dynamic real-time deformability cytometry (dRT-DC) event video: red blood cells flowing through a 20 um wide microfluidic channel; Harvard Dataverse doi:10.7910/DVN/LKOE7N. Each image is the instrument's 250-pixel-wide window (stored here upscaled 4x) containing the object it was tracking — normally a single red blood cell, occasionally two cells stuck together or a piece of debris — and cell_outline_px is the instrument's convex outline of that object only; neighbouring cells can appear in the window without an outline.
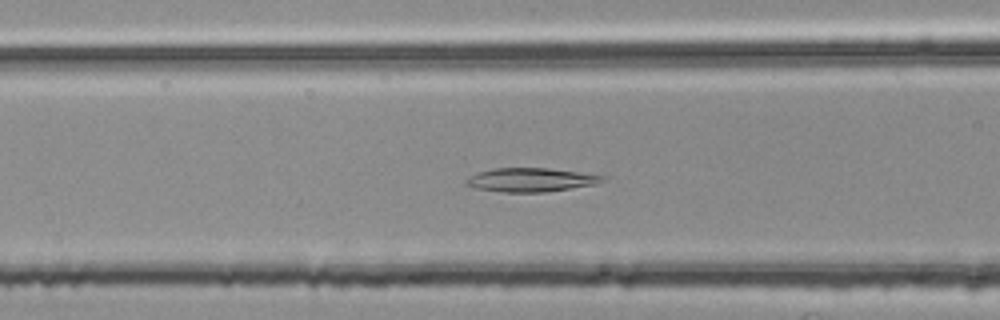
{"species": "common noctule bat (a hibernating species)", "species_latin": "Nyctalus noctula", "temperature_condition": "room temperature", "stored_images_in_passage": 41, "camera_frame_rate_fps": 3000, "um_per_image_px": 0.085, "animal": {"sex": "female", "body_mass_g": 25.1}, "frame": {"image": 1, "passage_image": 16, "time_ms": 5.0, "image_size_px": [1000, 320], "cell_outline_px": [[604, 180], [596, 184], [544, 192], [504, 192], [476, 188], [464, 184], [464, 180], [468, 176], [476, 172], [492, 168], [548, 168], [604, 176]], "centroid_in_image_um": [45.02, 15.28], "position_along_channel_um": 121.6, "area_um2": 18.79}}
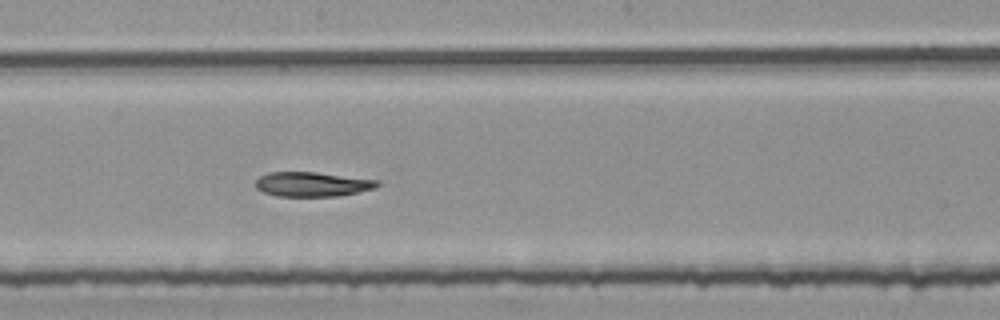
{"frame": {"image": 2, "passage_image": 24, "time_ms": 7.667, "image_size_px": [1000, 320], "cell_outline_px": [[380, 184], [376, 188], [336, 196], [276, 196], [264, 192], [256, 188], [256, 180], [260, 176], [268, 172], [316, 172], [380, 180]], "centroid_in_image_um": [26.55, 15.65], "position_along_channel_um": 221.7, "area_um2": 17.4}}
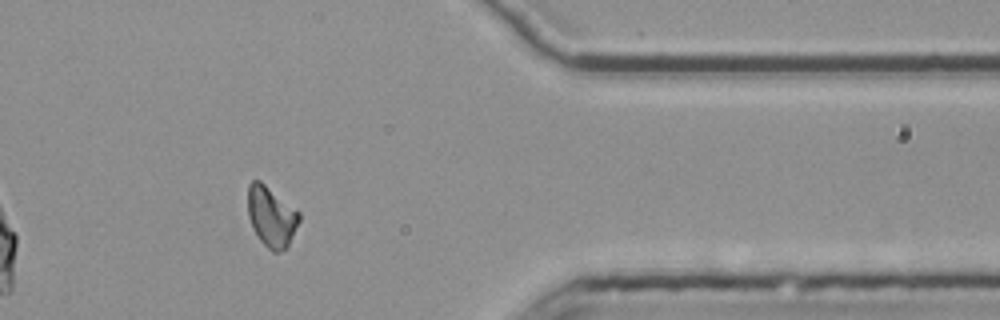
{"frame": {"image": 3, "passage_image": 39, "time_ms": 12.667, "image_size_px": [1000, 320], "cell_outline_px": [[300, 220], [288, 244], [280, 252], [272, 252], [260, 240], [252, 228], [248, 216], [248, 184], [252, 180], [260, 180], [300, 212]], "centroid_in_image_um": [23.05, 18.39], "position_along_channel_um": 388.4, "area_um2": 17.98}}